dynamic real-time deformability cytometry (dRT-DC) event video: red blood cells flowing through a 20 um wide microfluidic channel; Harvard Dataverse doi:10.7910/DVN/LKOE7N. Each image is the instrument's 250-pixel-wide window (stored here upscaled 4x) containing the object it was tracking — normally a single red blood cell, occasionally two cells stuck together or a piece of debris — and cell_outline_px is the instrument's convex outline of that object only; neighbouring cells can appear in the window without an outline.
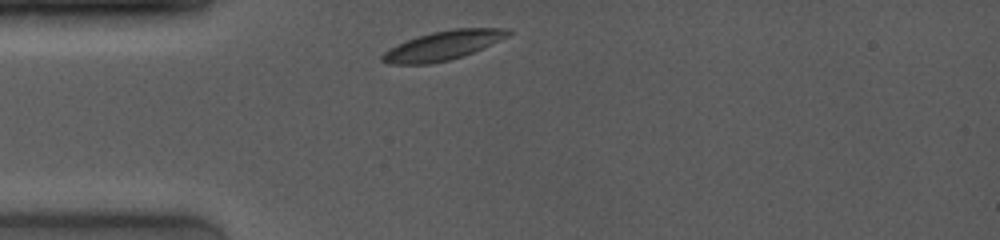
{"species": "common noctule bat (a hibernating species)", "species_latin": "Nyctalus noctula", "temperature_condition": "room temperature", "stored_images_in_passage": 4, "camera_frame_rate_fps": 4000, "um_per_image_px": 0.085, "animal": {"sex": "female", "body_mass_g": 19.0, "forearm_length_mm": 53.3}, "frame": {"image": 1, "passage_image": 1, "time_ms": 0.0, "image_size_px": [1000, 240], "cell_outline_px": [[512, 32], [508, 36], [492, 44], [464, 56], [432, 64], [388, 64], [380, 60], [380, 56], [384, 52], [396, 44], [432, 32], [456, 28], [512, 28]], "centroid_in_image_um": [37.66, 3.87], "position_along_channel_um": 47.3, "area_um2": 21.39}}
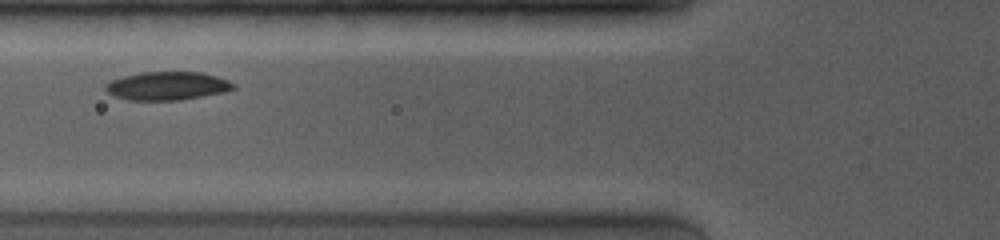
{"frame": {"image": 2, "passage_image": 3, "time_ms": 2.0, "image_size_px": [1000, 240], "cell_outline_px": [[236, 88], [224, 92], [180, 100], [128, 100], [116, 96], [108, 92], [104, 88], [104, 84], [112, 80], [124, 76], [140, 72], [200, 72], [216, 76], [228, 80]], "centroid_in_image_um": [14.2, 7.3], "position_along_channel_um": 111.6, "area_um2": 20.98}}